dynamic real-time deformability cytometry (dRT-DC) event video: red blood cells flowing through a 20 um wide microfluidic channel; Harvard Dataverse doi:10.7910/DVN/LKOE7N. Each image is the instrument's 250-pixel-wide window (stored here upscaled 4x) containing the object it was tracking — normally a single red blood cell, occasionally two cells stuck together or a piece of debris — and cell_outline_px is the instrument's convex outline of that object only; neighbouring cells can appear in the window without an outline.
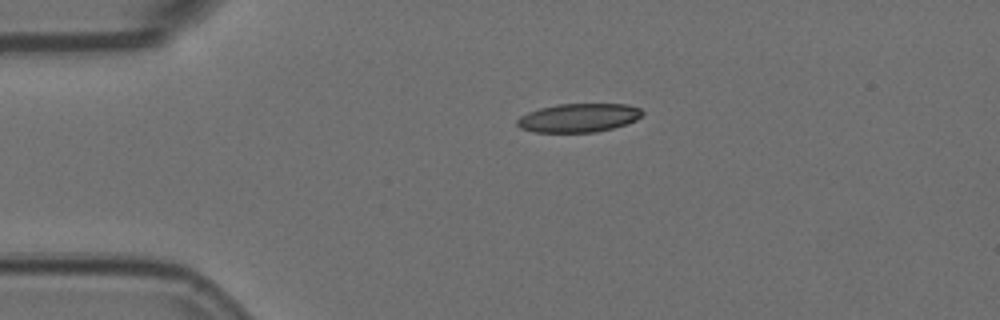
{"species": "Egyptian fruit bat (a non-hibernating species)", "species_latin": "Rousettus aegyptiacus", "temperature_condition": "room temperature", "stored_images_in_passage": 2, "camera_frame_rate_fps": 3000, "um_per_image_px": 0.085, "animal": {"sex": "female"}, "frame": {"image": 1, "passage_image": 1, "time_ms": 0.0, "image_size_px": [1000, 320], "cell_outline_px": [[644, 112], [636, 120], [628, 124], [596, 132], [532, 132], [520, 128], [516, 124], [516, 120], [520, 116], [528, 112], [540, 108], [556, 104], [628, 104], [640, 108]], "centroid_in_image_um": [49.18, 10.01], "position_along_channel_um": 35.8, "area_um2": 21.04}}